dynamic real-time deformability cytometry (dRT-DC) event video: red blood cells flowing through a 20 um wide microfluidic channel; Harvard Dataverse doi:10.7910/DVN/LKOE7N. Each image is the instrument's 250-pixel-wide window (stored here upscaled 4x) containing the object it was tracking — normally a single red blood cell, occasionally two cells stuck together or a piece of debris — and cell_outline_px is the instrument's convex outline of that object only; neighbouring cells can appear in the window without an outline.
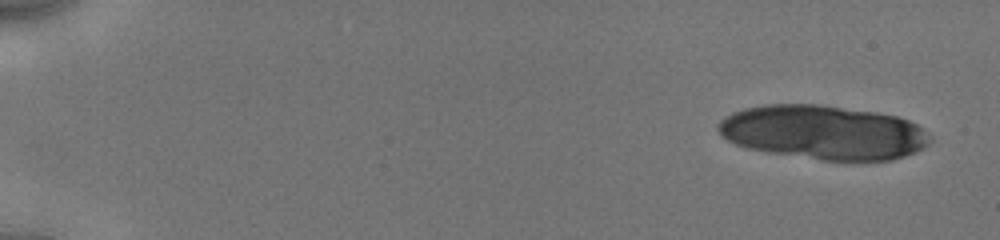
{"species": "human", "species_latin": "Homo sapiens", "temperature_condition": "cold", "stored_images_in_passage": 15, "camera_frame_rate_fps": 3000, "um_per_image_px": 0.085, "donor": {"sex": "male"}, "frame": {"image": 1, "passage_image": 1, "time_ms": 0.0, "image_size_px": [1000, 240], "cell_outline_px": [[932, 140], [924, 148], [916, 152], [892, 160], [824, 160], [768, 152], [748, 148], [736, 144], [720, 136], [716, 128], [716, 124], [724, 116], [732, 112], [744, 108], [764, 104], [820, 104], [876, 112], [896, 116], [908, 120], [924, 128], [932, 136]], "centroid_in_image_um": [69.98, 11.24], "position_along_channel_um": 15.0, "area_um2": 67.28}}